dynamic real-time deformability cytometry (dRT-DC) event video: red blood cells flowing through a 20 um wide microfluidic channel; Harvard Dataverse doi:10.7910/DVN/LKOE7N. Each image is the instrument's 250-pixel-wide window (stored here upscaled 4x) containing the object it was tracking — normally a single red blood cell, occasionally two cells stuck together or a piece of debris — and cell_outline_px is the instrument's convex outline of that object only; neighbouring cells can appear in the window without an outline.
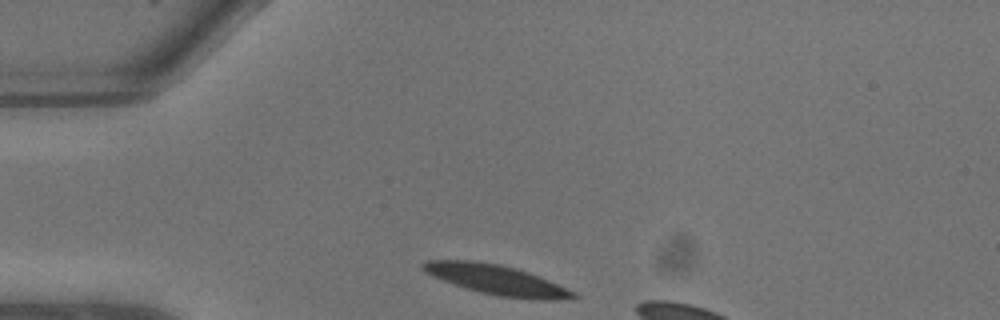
{"species": "common noctule bat (a hibernating species)", "species_latin": "Nyctalus noctula", "temperature_condition": "warm", "stored_images_in_passage": 3, "camera_frame_rate_fps": 3000, "um_per_image_px": 0.085, "animal": {"sex": "male", "body_mass_g": 13.3}, "frame": {"image": 1, "passage_image": 1, "time_ms": 0.0, "image_size_px": [1000, 320], "cell_outline_px": [[580, 296], [556, 300], [540, 300], [500, 296], [480, 292], [444, 280], [424, 272], [420, 268], [420, 264], [428, 260], [472, 260], [500, 264], [516, 268], [528, 272], [548, 280], [576, 292]], "centroid_in_image_um": [42.21, 23.77], "position_along_channel_um": 42.8, "area_um2": 25.84}}